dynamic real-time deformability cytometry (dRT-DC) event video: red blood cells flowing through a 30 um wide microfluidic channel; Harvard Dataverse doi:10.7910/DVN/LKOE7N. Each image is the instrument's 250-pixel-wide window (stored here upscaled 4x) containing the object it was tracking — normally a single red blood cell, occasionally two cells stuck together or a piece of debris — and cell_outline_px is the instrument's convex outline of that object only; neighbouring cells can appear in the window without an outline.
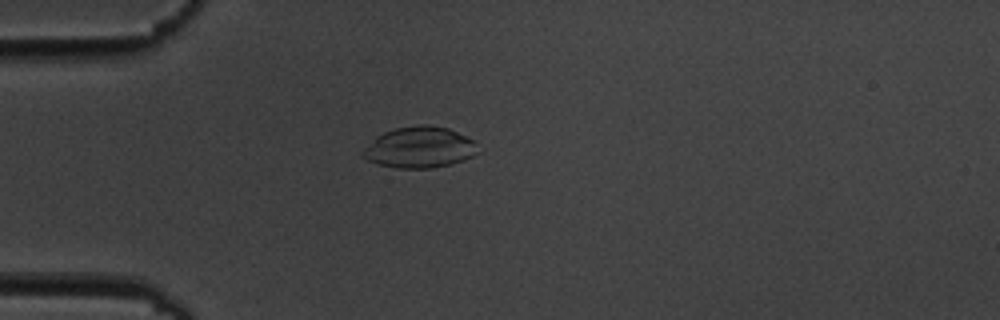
{"species": "common noctule bat (a hibernating species)", "species_latin": "Nyctalus noctula", "temperature_condition": "cold", "stored_images_in_passage": 5, "camera_frame_rate_fps": 3000, "um_per_image_px": 0.085, "animal": {"sex": "male", "body_mass_g": 19.5, "forearm_length_mm": 54.6}, "frame": {"image": 1, "passage_image": 2, "time_ms": 1.333, "image_size_px": [1000, 320], "cell_outline_px": [[480, 152], [472, 156], [452, 164], [432, 168], [396, 168], [376, 164], [360, 156], [360, 152], [376, 136], [384, 132], [396, 128], [420, 124], [428, 124], [448, 128], [476, 140]], "centroid_in_image_um": [35.67, 12.53], "position_along_channel_um": 49.3, "area_um2": 27.98}}
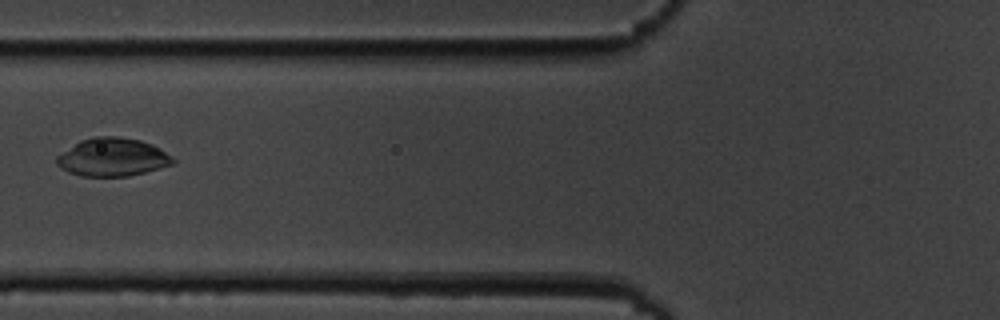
{"frame": {"image": 2, "passage_image": 4, "time_ms": 3.667, "image_size_px": [1000, 320], "cell_outline_px": [[176, 160], [172, 164], [144, 172], [128, 176], [80, 176], [68, 172], [60, 168], [56, 164], [56, 156], [80, 140], [96, 136], [116, 136], [140, 140], [152, 144], [160, 148], [172, 156]], "centroid_in_image_um": [9.54, 13.36], "position_along_channel_um": 116.3, "area_um2": 25.84}}
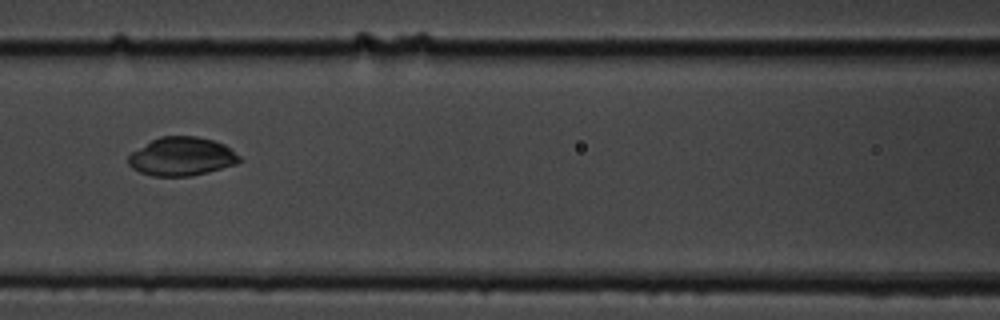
{"frame": {"image": 3, "passage_image": 5, "time_ms": 4.667, "image_size_px": [1000, 320], "cell_outline_px": [[244, 160], [236, 164], [208, 172], [192, 176], [152, 176], [140, 172], [132, 168], [128, 164], [128, 156], [132, 152], [152, 140], [160, 136], [196, 136], [212, 140], [224, 144], [240, 156]], "centroid_in_image_um": [15.46, 13.31], "position_along_channel_um": 151.1, "area_um2": 24.97}}